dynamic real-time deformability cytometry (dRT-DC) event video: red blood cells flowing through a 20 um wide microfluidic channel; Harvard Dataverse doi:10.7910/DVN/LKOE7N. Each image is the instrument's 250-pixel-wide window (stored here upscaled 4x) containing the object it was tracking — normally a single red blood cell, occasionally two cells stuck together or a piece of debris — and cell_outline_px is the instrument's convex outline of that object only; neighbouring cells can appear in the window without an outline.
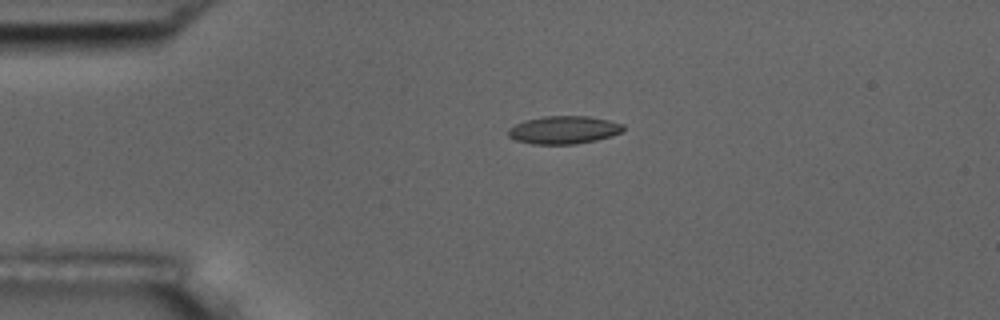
{"species": "common noctule bat (a hibernating species)", "species_latin": "Nyctalus noctula", "temperature_condition": "room temperature", "stored_images_in_passage": 3, "camera_frame_rate_fps": 3000, "um_per_image_px": 0.085, "animal": {"sex": "male", "body_mass_g": 17.5, "forearm_length_mm": 52.3}, "frame": {"image": 1, "passage_image": 1, "time_ms": 0.0, "image_size_px": [1000, 320], "cell_outline_px": [[624, 128], [620, 132], [612, 136], [596, 140], [576, 144], [532, 144], [516, 140], [508, 136], [508, 128], [524, 120], [544, 116], [588, 116], [608, 120], [624, 124]], "centroid_in_image_um": [47.91, 11.04], "position_along_channel_um": 37.1, "area_um2": 18.73}}
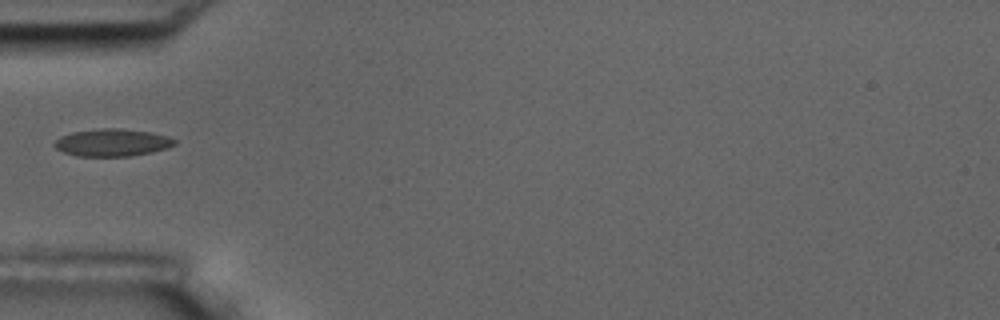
{"frame": {"image": 2, "passage_image": 3, "time_ms": 0.667, "image_size_px": [1000, 320], "cell_outline_px": [[176, 144], [168, 148], [152, 152], [128, 156], [76, 156], [64, 152], [56, 148], [52, 144], [60, 136], [72, 132], [100, 128], [120, 128], [152, 132], [168, 136], [176, 140]], "centroid_in_image_um": [9.55, 12.11], "position_along_channel_um": 75.5, "area_um2": 19.31}}